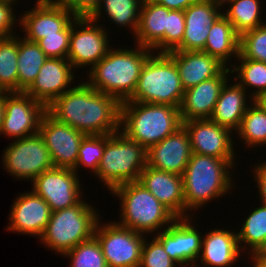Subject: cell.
<instances>
[{"label": "cell", "instance_id": "obj_47", "mask_svg": "<svg viewBox=\"0 0 266 267\" xmlns=\"http://www.w3.org/2000/svg\"><path fill=\"white\" fill-rule=\"evenodd\" d=\"M253 101L266 112V92L258 95Z\"/></svg>", "mask_w": 266, "mask_h": 267}, {"label": "cell", "instance_id": "obj_48", "mask_svg": "<svg viewBox=\"0 0 266 267\" xmlns=\"http://www.w3.org/2000/svg\"><path fill=\"white\" fill-rule=\"evenodd\" d=\"M5 112V91H0V129L2 126Z\"/></svg>", "mask_w": 266, "mask_h": 267}, {"label": "cell", "instance_id": "obj_39", "mask_svg": "<svg viewBox=\"0 0 266 267\" xmlns=\"http://www.w3.org/2000/svg\"><path fill=\"white\" fill-rule=\"evenodd\" d=\"M144 240L139 267H176L178 264L165 252L163 245L154 237ZM178 267V266H177Z\"/></svg>", "mask_w": 266, "mask_h": 267}, {"label": "cell", "instance_id": "obj_14", "mask_svg": "<svg viewBox=\"0 0 266 267\" xmlns=\"http://www.w3.org/2000/svg\"><path fill=\"white\" fill-rule=\"evenodd\" d=\"M31 10L23 11L19 25L23 29L24 38L32 42L58 35L75 18V13L60 0H36Z\"/></svg>", "mask_w": 266, "mask_h": 267}, {"label": "cell", "instance_id": "obj_18", "mask_svg": "<svg viewBox=\"0 0 266 267\" xmlns=\"http://www.w3.org/2000/svg\"><path fill=\"white\" fill-rule=\"evenodd\" d=\"M13 201L7 231L40 238L51 217L50 206L33 190L24 191Z\"/></svg>", "mask_w": 266, "mask_h": 267}, {"label": "cell", "instance_id": "obj_23", "mask_svg": "<svg viewBox=\"0 0 266 267\" xmlns=\"http://www.w3.org/2000/svg\"><path fill=\"white\" fill-rule=\"evenodd\" d=\"M138 182L177 218H185V200L181 175L160 171L146 165L139 176Z\"/></svg>", "mask_w": 266, "mask_h": 267}, {"label": "cell", "instance_id": "obj_3", "mask_svg": "<svg viewBox=\"0 0 266 267\" xmlns=\"http://www.w3.org/2000/svg\"><path fill=\"white\" fill-rule=\"evenodd\" d=\"M235 161L192 153L182 175L185 218L194 216L205 204L227 195L235 187L232 179ZM230 169H232L230 171ZM234 185V186H233ZM204 205V206H203ZM189 211V214H188ZM191 211V212H190ZM191 213V215H190Z\"/></svg>", "mask_w": 266, "mask_h": 267}, {"label": "cell", "instance_id": "obj_40", "mask_svg": "<svg viewBox=\"0 0 266 267\" xmlns=\"http://www.w3.org/2000/svg\"><path fill=\"white\" fill-rule=\"evenodd\" d=\"M71 35V23L58 35L46 36L37 43L49 58L67 59Z\"/></svg>", "mask_w": 266, "mask_h": 267}, {"label": "cell", "instance_id": "obj_43", "mask_svg": "<svg viewBox=\"0 0 266 267\" xmlns=\"http://www.w3.org/2000/svg\"><path fill=\"white\" fill-rule=\"evenodd\" d=\"M70 8L76 16H90L102 0H60Z\"/></svg>", "mask_w": 266, "mask_h": 267}, {"label": "cell", "instance_id": "obj_31", "mask_svg": "<svg viewBox=\"0 0 266 267\" xmlns=\"http://www.w3.org/2000/svg\"><path fill=\"white\" fill-rule=\"evenodd\" d=\"M243 222L242 228L237 232L242 254L247 250L248 254L266 252V205L254 208Z\"/></svg>", "mask_w": 266, "mask_h": 267}, {"label": "cell", "instance_id": "obj_13", "mask_svg": "<svg viewBox=\"0 0 266 267\" xmlns=\"http://www.w3.org/2000/svg\"><path fill=\"white\" fill-rule=\"evenodd\" d=\"M47 107L26 92L5 91V112L0 135L21 139L38 133Z\"/></svg>", "mask_w": 266, "mask_h": 267}, {"label": "cell", "instance_id": "obj_28", "mask_svg": "<svg viewBox=\"0 0 266 267\" xmlns=\"http://www.w3.org/2000/svg\"><path fill=\"white\" fill-rule=\"evenodd\" d=\"M239 43L240 36L234 30L232 23L222 14L210 26L202 52L211 55L230 68L229 61L239 56Z\"/></svg>", "mask_w": 266, "mask_h": 267}, {"label": "cell", "instance_id": "obj_7", "mask_svg": "<svg viewBox=\"0 0 266 267\" xmlns=\"http://www.w3.org/2000/svg\"><path fill=\"white\" fill-rule=\"evenodd\" d=\"M147 150L129 139L122 131L106 134V145L94 175L111 191L127 182L138 181L147 165Z\"/></svg>", "mask_w": 266, "mask_h": 267}, {"label": "cell", "instance_id": "obj_15", "mask_svg": "<svg viewBox=\"0 0 266 267\" xmlns=\"http://www.w3.org/2000/svg\"><path fill=\"white\" fill-rule=\"evenodd\" d=\"M188 133L192 153L235 161L233 132L211 119L182 121ZM234 143V144H233Z\"/></svg>", "mask_w": 266, "mask_h": 267}, {"label": "cell", "instance_id": "obj_33", "mask_svg": "<svg viewBox=\"0 0 266 267\" xmlns=\"http://www.w3.org/2000/svg\"><path fill=\"white\" fill-rule=\"evenodd\" d=\"M235 62L230 65L231 75L235 74V81L246 91L251 90V98L266 92V63L244 58L240 53ZM236 64V65H235ZM234 69H233V68ZM237 74V75H236ZM249 87V88H248Z\"/></svg>", "mask_w": 266, "mask_h": 267}, {"label": "cell", "instance_id": "obj_37", "mask_svg": "<svg viewBox=\"0 0 266 267\" xmlns=\"http://www.w3.org/2000/svg\"><path fill=\"white\" fill-rule=\"evenodd\" d=\"M106 145V134L86 135L79 147L77 163L73 170L79 174L78 169L82 166L97 173Z\"/></svg>", "mask_w": 266, "mask_h": 267}, {"label": "cell", "instance_id": "obj_12", "mask_svg": "<svg viewBox=\"0 0 266 267\" xmlns=\"http://www.w3.org/2000/svg\"><path fill=\"white\" fill-rule=\"evenodd\" d=\"M79 180V175L73 169L53 167L31 182V190L42 197L51 211L55 212L73 207L83 199Z\"/></svg>", "mask_w": 266, "mask_h": 267}, {"label": "cell", "instance_id": "obj_2", "mask_svg": "<svg viewBox=\"0 0 266 267\" xmlns=\"http://www.w3.org/2000/svg\"><path fill=\"white\" fill-rule=\"evenodd\" d=\"M135 46L133 49H122L121 46L111 48L105 57L89 69L86 83L120 102L128 100L136 89L146 60L154 53L150 48Z\"/></svg>", "mask_w": 266, "mask_h": 267}, {"label": "cell", "instance_id": "obj_36", "mask_svg": "<svg viewBox=\"0 0 266 267\" xmlns=\"http://www.w3.org/2000/svg\"><path fill=\"white\" fill-rule=\"evenodd\" d=\"M70 258V267H108L102 248L95 236L79 243L64 254Z\"/></svg>", "mask_w": 266, "mask_h": 267}, {"label": "cell", "instance_id": "obj_19", "mask_svg": "<svg viewBox=\"0 0 266 267\" xmlns=\"http://www.w3.org/2000/svg\"><path fill=\"white\" fill-rule=\"evenodd\" d=\"M73 72L75 73V69L67 59L49 57L25 92L48 107L56 98L72 88L71 84H75L76 77Z\"/></svg>", "mask_w": 266, "mask_h": 267}, {"label": "cell", "instance_id": "obj_50", "mask_svg": "<svg viewBox=\"0 0 266 267\" xmlns=\"http://www.w3.org/2000/svg\"><path fill=\"white\" fill-rule=\"evenodd\" d=\"M192 267H199V266H198V264H197V263H195V265H194V266H192Z\"/></svg>", "mask_w": 266, "mask_h": 267}, {"label": "cell", "instance_id": "obj_25", "mask_svg": "<svg viewBox=\"0 0 266 267\" xmlns=\"http://www.w3.org/2000/svg\"><path fill=\"white\" fill-rule=\"evenodd\" d=\"M210 230L202 236L198 257L203 267H231L236 261L239 262L245 254H241L237 232L219 228Z\"/></svg>", "mask_w": 266, "mask_h": 267}, {"label": "cell", "instance_id": "obj_6", "mask_svg": "<svg viewBox=\"0 0 266 267\" xmlns=\"http://www.w3.org/2000/svg\"><path fill=\"white\" fill-rule=\"evenodd\" d=\"M84 198L76 205L51 213L40 242L48 250L63 255L79 243L94 236L96 225L102 218L98 209Z\"/></svg>", "mask_w": 266, "mask_h": 267}, {"label": "cell", "instance_id": "obj_5", "mask_svg": "<svg viewBox=\"0 0 266 267\" xmlns=\"http://www.w3.org/2000/svg\"><path fill=\"white\" fill-rule=\"evenodd\" d=\"M110 193L119 198L120 218L115 222L123 227L145 235L150 234L151 237V234L164 230V227L167 228L177 219L138 181L119 185Z\"/></svg>", "mask_w": 266, "mask_h": 267}, {"label": "cell", "instance_id": "obj_22", "mask_svg": "<svg viewBox=\"0 0 266 267\" xmlns=\"http://www.w3.org/2000/svg\"><path fill=\"white\" fill-rule=\"evenodd\" d=\"M230 73L226 67L218 76L186 89L179 108L182 121L210 119Z\"/></svg>", "mask_w": 266, "mask_h": 267}, {"label": "cell", "instance_id": "obj_21", "mask_svg": "<svg viewBox=\"0 0 266 267\" xmlns=\"http://www.w3.org/2000/svg\"><path fill=\"white\" fill-rule=\"evenodd\" d=\"M192 154L187 131L176 132L147 149V165L165 172L183 175Z\"/></svg>", "mask_w": 266, "mask_h": 267}, {"label": "cell", "instance_id": "obj_27", "mask_svg": "<svg viewBox=\"0 0 266 267\" xmlns=\"http://www.w3.org/2000/svg\"><path fill=\"white\" fill-rule=\"evenodd\" d=\"M234 82L233 84L230 82V85L227 81L223 86L210 119L236 134L235 132L239 129L242 118L249 107L247 101L249 99V102H253V99H250V95L247 96L248 91Z\"/></svg>", "mask_w": 266, "mask_h": 267}, {"label": "cell", "instance_id": "obj_38", "mask_svg": "<svg viewBox=\"0 0 266 267\" xmlns=\"http://www.w3.org/2000/svg\"><path fill=\"white\" fill-rule=\"evenodd\" d=\"M239 53L246 59L266 63V23L240 36Z\"/></svg>", "mask_w": 266, "mask_h": 267}, {"label": "cell", "instance_id": "obj_20", "mask_svg": "<svg viewBox=\"0 0 266 267\" xmlns=\"http://www.w3.org/2000/svg\"><path fill=\"white\" fill-rule=\"evenodd\" d=\"M222 8L221 0H196L184 10V36L174 51H202L210 26L222 15Z\"/></svg>", "mask_w": 266, "mask_h": 267}, {"label": "cell", "instance_id": "obj_34", "mask_svg": "<svg viewBox=\"0 0 266 267\" xmlns=\"http://www.w3.org/2000/svg\"><path fill=\"white\" fill-rule=\"evenodd\" d=\"M18 35L0 38V91L18 92Z\"/></svg>", "mask_w": 266, "mask_h": 267}, {"label": "cell", "instance_id": "obj_49", "mask_svg": "<svg viewBox=\"0 0 266 267\" xmlns=\"http://www.w3.org/2000/svg\"><path fill=\"white\" fill-rule=\"evenodd\" d=\"M0 1L11 2V3H15V5H17L16 3L19 0H0Z\"/></svg>", "mask_w": 266, "mask_h": 267}, {"label": "cell", "instance_id": "obj_26", "mask_svg": "<svg viewBox=\"0 0 266 267\" xmlns=\"http://www.w3.org/2000/svg\"><path fill=\"white\" fill-rule=\"evenodd\" d=\"M168 9L152 0H143L139 24L134 39L137 45L150 48L156 53H165V29ZM158 51V52H155Z\"/></svg>", "mask_w": 266, "mask_h": 267}, {"label": "cell", "instance_id": "obj_10", "mask_svg": "<svg viewBox=\"0 0 266 267\" xmlns=\"http://www.w3.org/2000/svg\"><path fill=\"white\" fill-rule=\"evenodd\" d=\"M3 151V169L15 180L32 182L38 175L54 167L49 150L39 132L13 140Z\"/></svg>", "mask_w": 266, "mask_h": 267}, {"label": "cell", "instance_id": "obj_41", "mask_svg": "<svg viewBox=\"0 0 266 267\" xmlns=\"http://www.w3.org/2000/svg\"><path fill=\"white\" fill-rule=\"evenodd\" d=\"M184 30V11L168 9V23L167 29H165V53L174 51L182 43Z\"/></svg>", "mask_w": 266, "mask_h": 267}, {"label": "cell", "instance_id": "obj_24", "mask_svg": "<svg viewBox=\"0 0 266 267\" xmlns=\"http://www.w3.org/2000/svg\"><path fill=\"white\" fill-rule=\"evenodd\" d=\"M178 69L184 90L218 76L226 66L202 51H171L166 53Z\"/></svg>", "mask_w": 266, "mask_h": 267}, {"label": "cell", "instance_id": "obj_44", "mask_svg": "<svg viewBox=\"0 0 266 267\" xmlns=\"http://www.w3.org/2000/svg\"><path fill=\"white\" fill-rule=\"evenodd\" d=\"M254 171L253 168L252 170V175L254 176L253 180L256 182L255 185L258 187V192H259V200L260 204L266 205V162H262L260 164H255Z\"/></svg>", "mask_w": 266, "mask_h": 267}, {"label": "cell", "instance_id": "obj_9", "mask_svg": "<svg viewBox=\"0 0 266 267\" xmlns=\"http://www.w3.org/2000/svg\"><path fill=\"white\" fill-rule=\"evenodd\" d=\"M89 16H76L71 22V35L67 60L73 68L91 69L113 47L106 26Z\"/></svg>", "mask_w": 266, "mask_h": 267}, {"label": "cell", "instance_id": "obj_16", "mask_svg": "<svg viewBox=\"0 0 266 267\" xmlns=\"http://www.w3.org/2000/svg\"><path fill=\"white\" fill-rule=\"evenodd\" d=\"M192 218L194 216L177 218L163 231L153 235L179 267L194 266L201 252L203 234L196 229L192 222L195 219Z\"/></svg>", "mask_w": 266, "mask_h": 267}, {"label": "cell", "instance_id": "obj_17", "mask_svg": "<svg viewBox=\"0 0 266 267\" xmlns=\"http://www.w3.org/2000/svg\"><path fill=\"white\" fill-rule=\"evenodd\" d=\"M38 132L49 150L53 166L73 169L80 144L86 135L57 121L48 112L43 115Z\"/></svg>", "mask_w": 266, "mask_h": 267}, {"label": "cell", "instance_id": "obj_42", "mask_svg": "<svg viewBox=\"0 0 266 267\" xmlns=\"http://www.w3.org/2000/svg\"><path fill=\"white\" fill-rule=\"evenodd\" d=\"M13 4L15 3L0 1V38L17 34L15 26L20 20H17L16 14L13 13L15 12Z\"/></svg>", "mask_w": 266, "mask_h": 267}, {"label": "cell", "instance_id": "obj_8", "mask_svg": "<svg viewBox=\"0 0 266 267\" xmlns=\"http://www.w3.org/2000/svg\"><path fill=\"white\" fill-rule=\"evenodd\" d=\"M184 92L175 62L166 53H153L141 70L133 95L126 101L180 108Z\"/></svg>", "mask_w": 266, "mask_h": 267}, {"label": "cell", "instance_id": "obj_4", "mask_svg": "<svg viewBox=\"0 0 266 267\" xmlns=\"http://www.w3.org/2000/svg\"><path fill=\"white\" fill-rule=\"evenodd\" d=\"M120 127L129 139L147 150L181 128L182 119L179 108L171 105L124 101Z\"/></svg>", "mask_w": 266, "mask_h": 267}, {"label": "cell", "instance_id": "obj_29", "mask_svg": "<svg viewBox=\"0 0 266 267\" xmlns=\"http://www.w3.org/2000/svg\"><path fill=\"white\" fill-rule=\"evenodd\" d=\"M142 2L143 0H102L89 17L100 23L102 14H106L111 23L116 24L118 27L121 26V28H129L134 36L138 29Z\"/></svg>", "mask_w": 266, "mask_h": 267}, {"label": "cell", "instance_id": "obj_11", "mask_svg": "<svg viewBox=\"0 0 266 267\" xmlns=\"http://www.w3.org/2000/svg\"><path fill=\"white\" fill-rule=\"evenodd\" d=\"M99 219L94 236L101 245L108 267H139L142 246L147 235Z\"/></svg>", "mask_w": 266, "mask_h": 267}, {"label": "cell", "instance_id": "obj_45", "mask_svg": "<svg viewBox=\"0 0 266 267\" xmlns=\"http://www.w3.org/2000/svg\"><path fill=\"white\" fill-rule=\"evenodd\" d=\"M153 2L165 6L170 10H186L196 0H152Z\"/></svg>", "mask_w": 266, "mask_h": 267}, {"label": "cell", "instance_id": "obj_35", "mask_svg": "<svg viewBox=\"0 0 266 267\" xmlns=\"http://www.w3.org/2000/svg\"><path fill=\"white\" fill-rule=\"evenodd\" d=\"M236 133L249 148L266 146V112L254 101L250 102Z\"/></svg>", "mask_w": 266, "mask_h": 267}, {"label": "cell", "instance_id": "obj_32", "mask_svg": "<svg viewBox=\"0 0 266 267\" xmlns=\"http://www.w3.org/2000/svg\"><path fill=\"white\" fill-rule=\"evenodd\" d=\"M260 0H221V4L227 9L222 14L232 23L236 33L241 36L243 33L253 30L266 22L261 19Z\"/></svg>", "mask_w": 266, "mask_h": 267}, {"label": "cell", "instance_id": "obj_1", "mask_svg": "<svg viewBox=\"0 0 266 267\" xmlns=\"http://www.w3.org/2000/svg\"><path fill=\"white\" fill-rule=\"evenodd\" d=\"M47 112L85 135L113 134L121 130V102L90 87L86 81L56 98Z\"/></svg>", "mask_w": 266, "mask_h": 267}, {"label": "cell", "instance_id": "obj_30", "mask_svg": "<svg viewBox=\"0 0 266 267\" xmlns=\"http://www.w3.org/2000/svg\"><path fill=\"white\" fill-rule=\"evenodd\" d=\"M47 58L37 42L18 36V92L32 85Z\"/></svg>", "mask_w": 266, "mask_h": 267}, {"label": "cell", "instance_id": "obj_46", "mask_svg": "<svg viewBox=\"0 0 266 267\" xmlns=\"http://www.w3.org/2000/svg\"><path fill=\"white\" fill-rule=\"evenodd\" d=\"M248 258L252 259V267H266V252L252 253L248 255Z\"/></svg>", "mask_w": 266, "mask_h": 267}]
</instances>
